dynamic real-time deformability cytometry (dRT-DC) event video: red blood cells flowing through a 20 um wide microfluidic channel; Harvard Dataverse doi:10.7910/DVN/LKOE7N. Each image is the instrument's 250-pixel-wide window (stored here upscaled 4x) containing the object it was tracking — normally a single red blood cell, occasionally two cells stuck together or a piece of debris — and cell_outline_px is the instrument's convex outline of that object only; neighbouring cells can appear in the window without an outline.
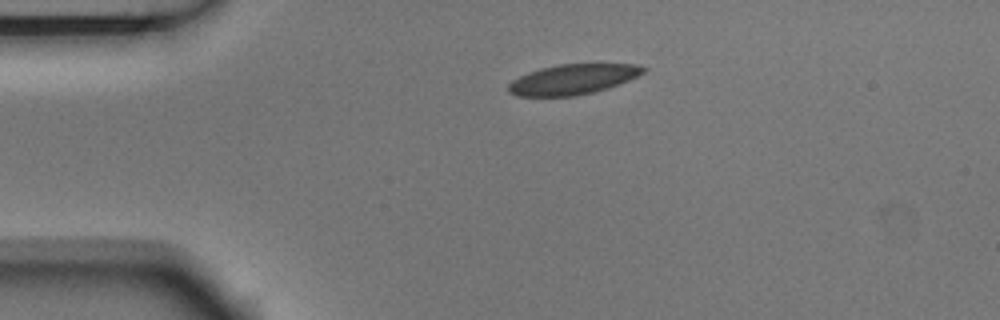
{"species": "Egyptian fruit bat (a non-hibernating species)", "species_latin": "Rousettus aegyptiacus", "temperature_condition": "room temperature", "stored_images_in_passage": 2, "camera_frame_rate_fps": 3000, "um_per_image_px": 0.085, "animal": {"sex": "male"}, "frame": {"image": 1, "passage_image": 1, "time_ms": 0.0, "image_size_px": [1000, 320], "cell_outline_px": [[648, 68], [644, 72], [628, 80], [608, 88], [576, 96], [516, 96], [508, 92], [508, 84], [512, 80], [520, 76], [540, 68], [560, 64], [636, 64]], "centroid_in_image_um": [48.67, 6.74], "position_along_channel_um": 36.3, "area_um2": 23.58}}